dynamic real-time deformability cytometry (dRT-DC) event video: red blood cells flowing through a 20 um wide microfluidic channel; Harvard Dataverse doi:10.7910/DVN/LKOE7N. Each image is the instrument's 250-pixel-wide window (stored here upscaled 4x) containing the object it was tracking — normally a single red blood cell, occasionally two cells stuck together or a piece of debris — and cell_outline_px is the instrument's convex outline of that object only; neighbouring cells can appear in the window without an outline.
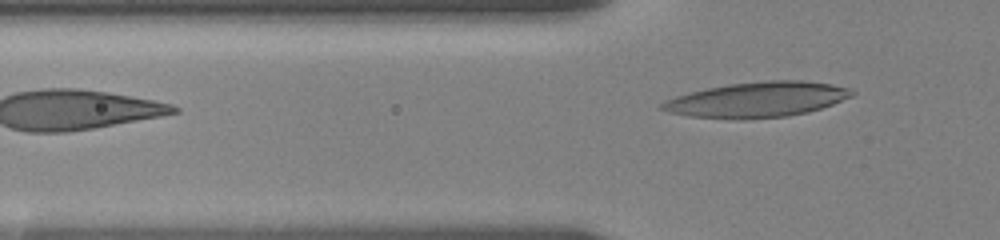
{"species": "human", "species_latin": "Homo sapiens", "temperature_condition": "room temperature", "stored_images_in_passage": 22, "segment_of_instrument_passage": [2, 2], "camera_frame_rate_fps": 3000, "um_per_image_px": 0.085, "donor": {"sex": "female"}, "frame": {"image": 1, "passage_image": 22, "time_ms": 5.667, "image_size_px": [1000, 240], "cell_outline_px": [[856, 92], [852, 96], [832, 104], [808, 112], [788, 116], [744, 120], [740, 120], [688, 116], [668, 112], [656, 108], [664, 100], [688, 92], [728, 84], [768, 80], [804, 80], [832, 84], [848, 88]], "centroid_in_image_um": [64.31, 8.47], "position_along_channel_um": 61.5, "area_um2": 39.36}}